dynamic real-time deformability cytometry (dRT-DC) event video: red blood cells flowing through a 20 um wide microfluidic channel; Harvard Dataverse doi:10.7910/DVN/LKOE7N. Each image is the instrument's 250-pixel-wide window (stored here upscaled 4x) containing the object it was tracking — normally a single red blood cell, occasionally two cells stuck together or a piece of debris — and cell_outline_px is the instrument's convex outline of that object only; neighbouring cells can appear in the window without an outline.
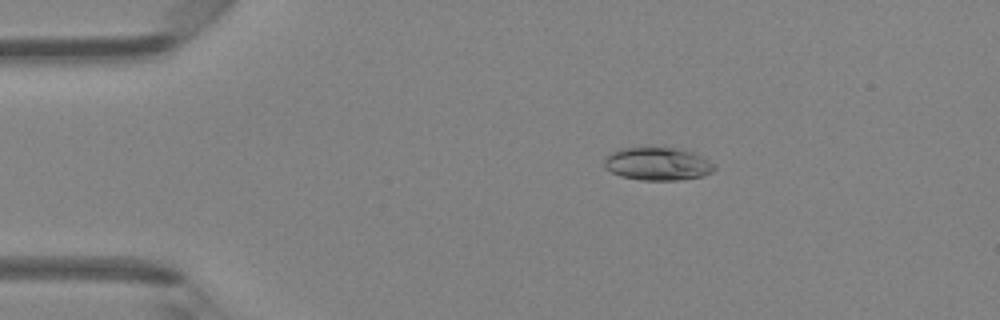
{"species": "Egyptian fruit bat (a non-hibernating species)", "species_latin": "Rousettus aegyptiacus", "temperature_condition": "room temperature", "stored_images_in_passage": 47, "camera_frame_rate_fps": 3000, "um_per_image_px": 0.085, "animal": {"sex": "female"}, "frame": {"image": 1, "passage_image": 9, "time_ms": 2.667, "image_size_px": [1000, 320], "cell_outline_px": [[716, 168], [712, 172], [704, 176], [680, 180], [640, 180], [620, 176], [604, 168], [604, 156], [620, 148], [684, 148], [716, 164]], "centroid_in_image_um": [55.9, 13.93], "position_along_channel_um": 29.1, "area_um2": 21.39}}
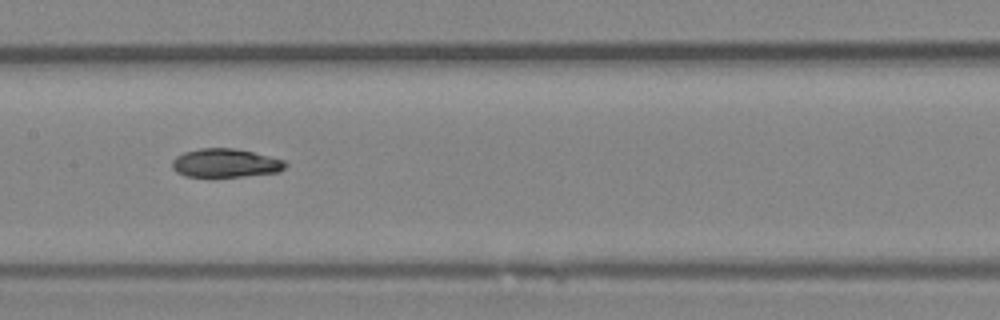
{"frame": {"image": 2, "passage_image": 24, "time_ms": 7.667, "image_size_px": [1000, 320], "cell_outline_px": [[288, 164], [280, 172], [244, 176], [184, 176], [176, 172], [172, 168], [172, 160], [176, 156], [184, 152], [200, 148], [232, 148], [252, 152], [284, 160]], "centroid_in_image_um": [19.15, 13.86], "position_along_channel_um": 188.3, "area_um2": 18.79}}
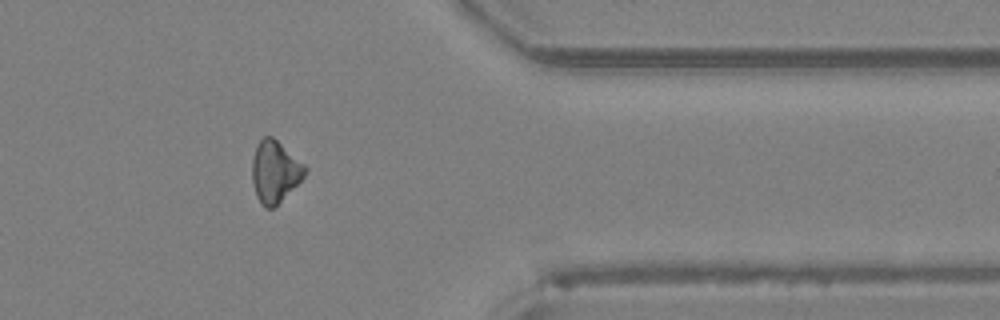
{"frame": {"image": 3, "passage_image": 39, "time_ms": 12.667, "image_size_px": [1000, 320], "cell_outline_px": [[308, 168], [304, 176], [272, 208], [264, 208], [260, 204], [256, 196], [252, 180], [252, 160], [256, 144], [264, 136], [272, 136], [304, 164]], "centroid_in_image_um": [23.33, 14.57], "position_along_channel_um": 388.1, "area_um2": 18.73}, "authors_computed_cell_mechanics": {"area_um2": 19.5364, "velocity_mm_per_s": 4.3126, "shape_relaxation_time_tau1_ms": 4.2554, "shape_relaxation_time_tau2_ms": 8.7532, "deformation_change_tau1": 0.134, "deformation_change_tau2": 0.1035}}